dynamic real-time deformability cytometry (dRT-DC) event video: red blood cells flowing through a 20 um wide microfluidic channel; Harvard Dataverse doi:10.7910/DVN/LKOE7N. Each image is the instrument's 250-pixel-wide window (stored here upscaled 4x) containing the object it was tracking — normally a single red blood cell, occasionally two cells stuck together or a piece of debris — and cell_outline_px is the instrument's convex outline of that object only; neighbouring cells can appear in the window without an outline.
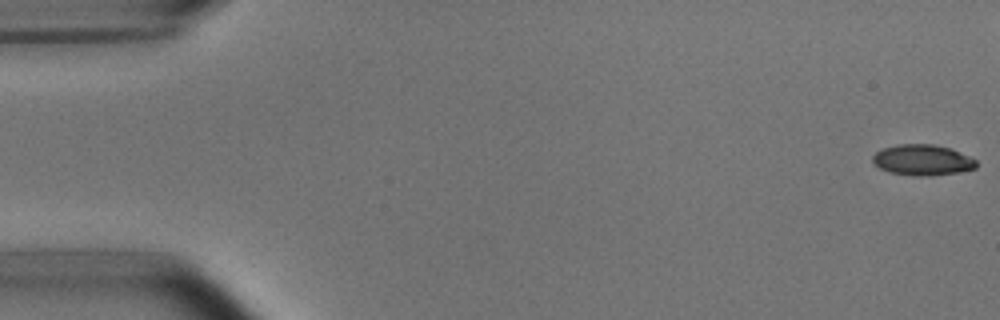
{"species": "common noctule bat (a hibernating species)", "species_latin": "Nyctalus noctula", "temperature_condition": "room temperature", "stored_images_in_passage": 15, "camera_frame_rate_fps": 3000, "um_per_image_px": 0.085, "animal": {"sex": "male", "body_mass_g": 15.6}, "frame": {"image": 1, "passage_image": 1, "time_ms": 0.0, "image_size_px": [1000, 320], "cell_outline_px": [[976, 168], [956, 172], [932, 176], [916, 176], [888, 172], [880, 168], [872, 160], [872, 156], [876, 152], [884, 148], [896, 144], [932, 144], [952, 148], [976, 160]], "centroid_in_image_um": [78.4, 13.6], "position_along_channel_um": 6.6, "area_um2": 18.55}}